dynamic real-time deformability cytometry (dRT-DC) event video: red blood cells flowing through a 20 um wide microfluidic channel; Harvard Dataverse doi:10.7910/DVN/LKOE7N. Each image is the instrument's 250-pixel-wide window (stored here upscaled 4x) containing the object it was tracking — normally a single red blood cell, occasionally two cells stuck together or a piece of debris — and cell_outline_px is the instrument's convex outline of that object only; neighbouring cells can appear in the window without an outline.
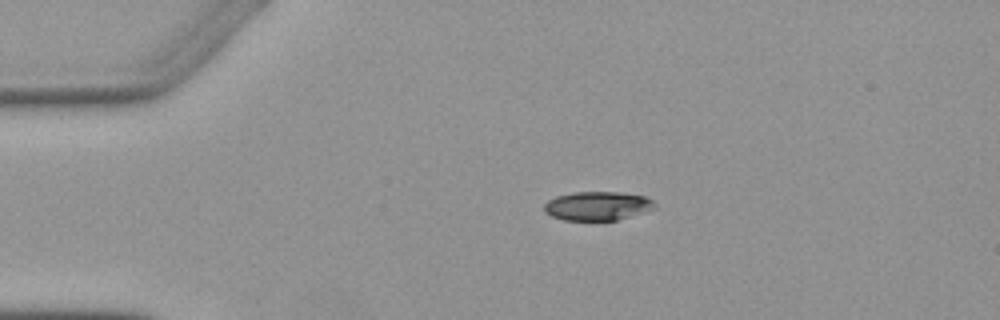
{"species": "Egyptian fruit bat (a non-hibernating species)", "species_latin": "Rousettus aegyptiacus", "temperature_condition": "warm", "stored_images_in_passage": 2, "camera_frame_rate_fps": 3000, "um_per_image_px": 0.085, "animal": {"sex": "female"}, "frame": {"image": 1, "passage_image": 1, "time_ms": 0.0, "image_size_px": [1000, 320], "cell_outline_px": [[656, 208], [644, 212], [616, 220], [564, 220], [552, 216], [544, 212], [544, 204], [548, 200], [556, 196], [572, 192], [620, 192], [644, 196], [652, 200], [656, 204]], "centroid_in_image_um": [50.77, 17.5], "position_along_channel_um": 34.2, "area_um2": 18.61}}